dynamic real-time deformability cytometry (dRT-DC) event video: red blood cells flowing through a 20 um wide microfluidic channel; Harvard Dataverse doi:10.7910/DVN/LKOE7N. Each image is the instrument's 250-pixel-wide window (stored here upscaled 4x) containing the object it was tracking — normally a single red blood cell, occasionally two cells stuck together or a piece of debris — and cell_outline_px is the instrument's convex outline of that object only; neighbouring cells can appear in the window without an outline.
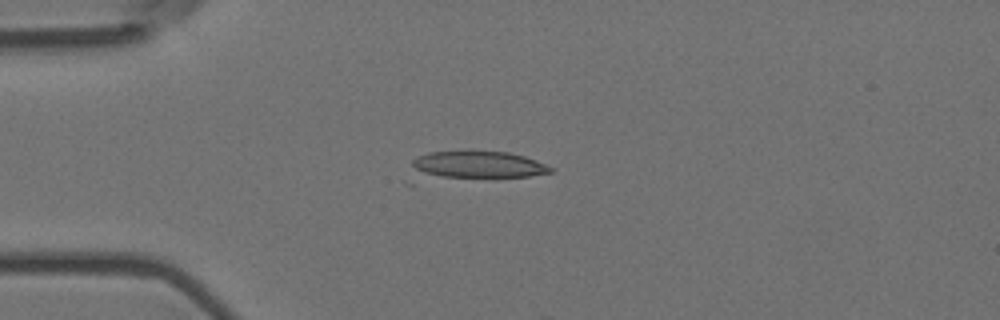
{"species": "Egyptian fruit bat (a non-hibernating species)", "species_latin": "Rousettus aegyptiacus", "temperature_condition": "room temperature", "stored_images_in_passage": 6, "camera_frame_rate_fps": 3000, "um_per_image_px": 0.085, "animal": {"sex": "female"}, "frame": {"image": 1, "passage_image": 3, "time_ms": 0.667, "image_size_px": [1000, 320], "cell_outline_px": [[552, 172], [528, 176], [412, 184], [404, 184], [404, 180], [412, 160], [428, 152], [508, 152], [524, 156], [536, 160], [552, 168]], "centroid_in_image_um": [40.05, 14.19], "position_along_channel_um": 45.0, "area_um2": 25.49}}
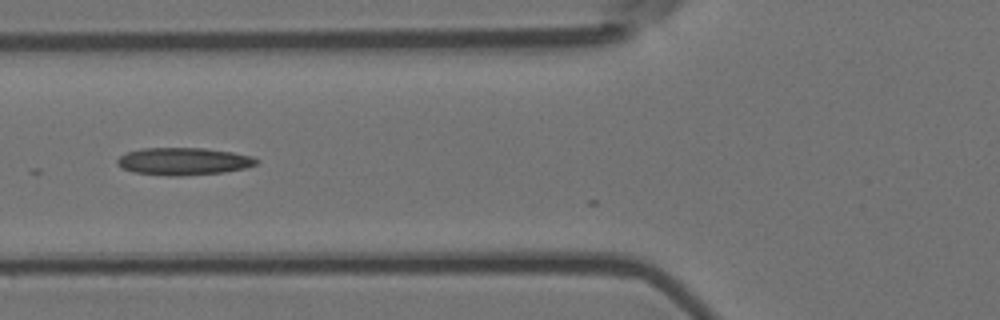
{"frame": {"image": 2, "passage_image": 5, "time_ms": 1.333, "image_size_px": [1000, 320], "cell_outline_px": [[260, 160], [256, 164], [244, 168], [224, 172], [180, 176], [168, 176], [132, 172], [120, 168], [116, 164], [116, 160], [120, 156], [128, 152], [144, 148], [204, 148], [232, 152], [252, 156]], "centroid_in_image_um": [15.57, 13.72], "position_along_channel_um": 110.2, "area_um2": 22.31}}